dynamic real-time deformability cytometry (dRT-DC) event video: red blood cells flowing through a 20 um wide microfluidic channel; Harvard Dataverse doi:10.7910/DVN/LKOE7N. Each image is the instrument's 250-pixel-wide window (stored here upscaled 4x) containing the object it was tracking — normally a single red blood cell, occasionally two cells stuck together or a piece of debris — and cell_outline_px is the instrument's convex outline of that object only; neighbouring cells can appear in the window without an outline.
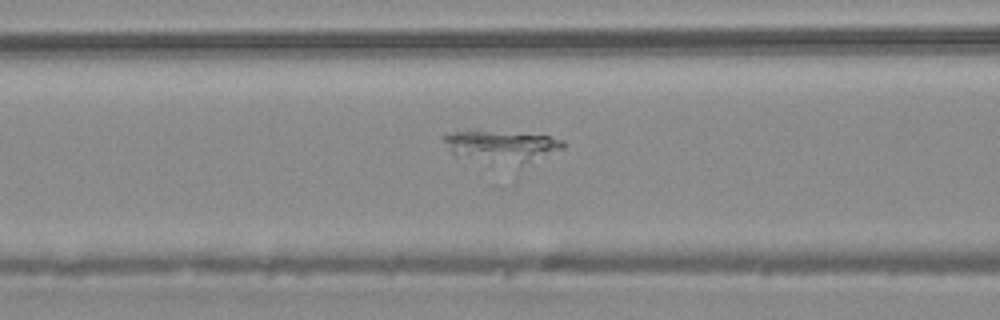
{"species": "common noctule bat (a hibernating species)", "species_latin": "Nyctalus noctula", "temperature_condition": "warm", "stored_images_in_passage": 49, "camera_frame_rate_fps": 3000, "um_per_image_px": 0.085, "animal": {"sex": "male", "body_mass_g": 20.4}, "frame": {"image": 1, "passage_image": 20, "time_ms": 6.333, "image_size_px": [1000, 320], "cell_outline_px": [[564, 148], [520, 164], [456, 156], [448, 148], [440, 136], [452, 132], [468, 128], [480, 128], [548, 136], [564, 140]], "centroid_in_image_um": [42.54, 12.33], "position_along_channel_um": 124.1, "area_um2": 22.02}}
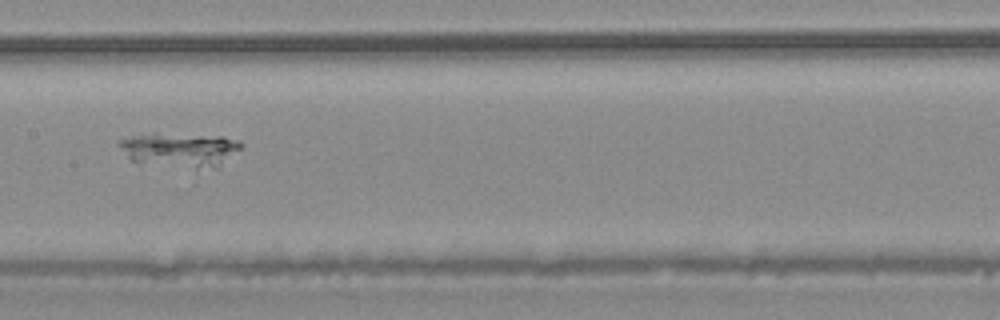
{"frame": {"image": 2, "passage_image": 25, "time_ms": 8.0, "image_size_px": [1000, 320], "cell_outline_px": [[240, 148], [220, 168], [196, 168], [132, 160], [116, 144], [116, 140], [132, 136], [224, 136], [240, 140]], "centroid_in_image_um": [15.38, 12.75], "position_along_channel_um": 192.0, "area_um2": 23.06}}
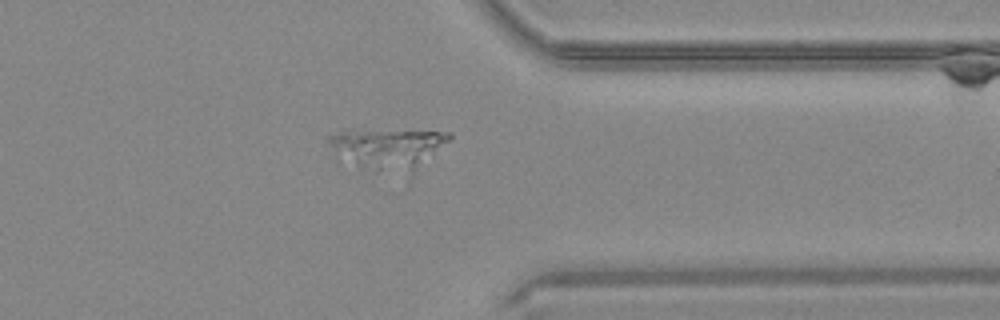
{"frame": {"image": 3, "passage_image": 39, "time_ms": 12.667, "image_size_px": [1000, 320], "cell_outline_px": [[452, 136], [408, 184], [336, 160], [328, 144], [328, 136], [344, 128], [352, 128], [452, 132]], "centroid_in_image_um": [32.94, 12.77], "position_along_channel_um": 378.5, "area_um2": 32.54}}